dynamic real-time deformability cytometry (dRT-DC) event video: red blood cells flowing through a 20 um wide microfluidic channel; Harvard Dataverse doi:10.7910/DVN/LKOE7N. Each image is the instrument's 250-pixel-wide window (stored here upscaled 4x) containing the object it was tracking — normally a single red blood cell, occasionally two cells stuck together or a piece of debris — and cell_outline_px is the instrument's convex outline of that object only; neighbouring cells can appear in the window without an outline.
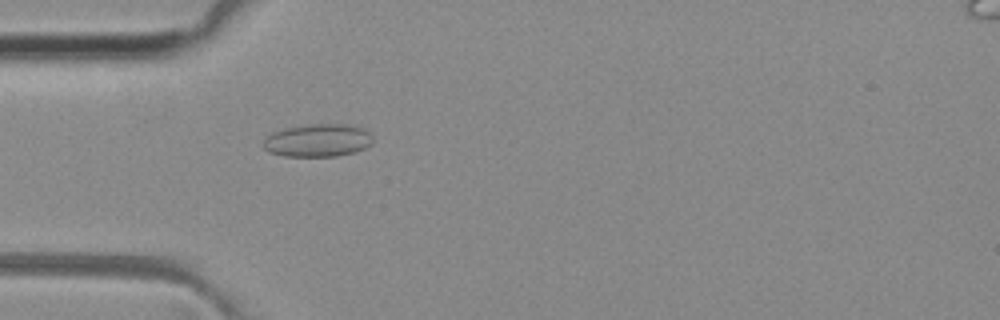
{"species": "common noctule bat (a hibernating species)", "species_latin": "Nyctalus noctula", "temperature_condition": "room temperature", "stored_images_in_passage": 50, "camera_frame_rate_fps": 3000, "um_per_image_px": 0.085, "animal": {"sex": "female", "body_mass_g": 29.2, "forearm_length_mm": 56.3}, "frame": {"image": 1, "passage_image": 15, "time_ms": 4.667, "image_size_px": [1000, 320], "cell_outline_px": [[372, 144], [356, 152], [336, 156], [284, 156], [268, 152], [260, 144], [272, 132], [284, 128], [312, 124], [344, 124], [364, 128], [372, 136]], "centroid_in_image_um": [27.0, 11.94], "position_along_channel_um": 58.0, "area_um2": 21.1}}
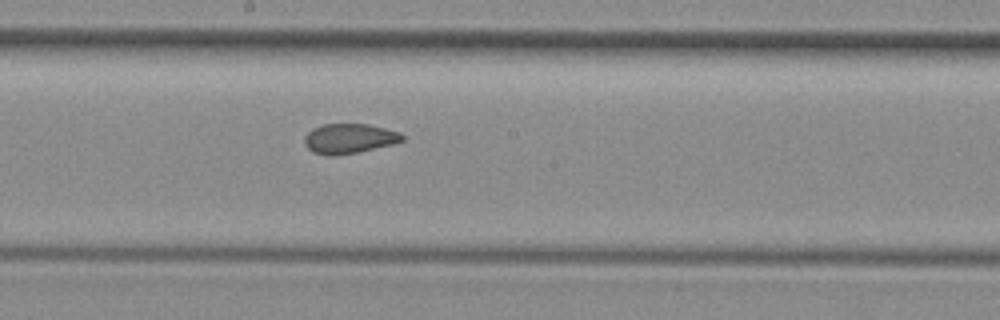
{"frame": {"image": 2, "passage_image": 27, "time_ms": 8.667, "image_size_px": [1000, 320], "cell_outline_px": [[404, 140], [392, 144], [356, 152], [336, 156], [328, 156], [312, 152], [304, 144], [304, 136], [312, 128], [324, 124], [368, 124], [400, 132], [404, 136]], "centroid_in_image_um": [29.65, 11.78], "position_along_channel_um": 218.6, "area_um2": 16.99}}
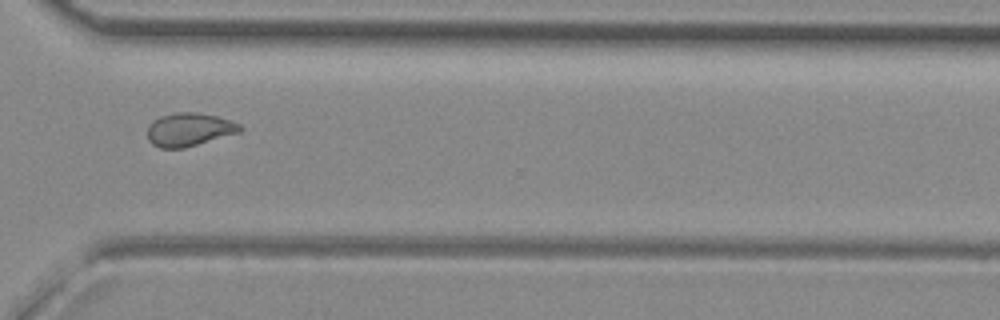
{"frame": {"image": 3, "passage_image": 37, "time_ms": 12.0, "image_size_px": [1000, 320], "cell_outline_px": [[244, 128], [240, 132], [184, 148], [160, 148], [152, 144], [148, 140], [148, 128], [160, 116], [176, 112], [196, 112], [216, 116], [240, 124]], "centroid_in_image_um": [16.09, 11.01], "position_along_channel_um": 354.5, "area_um2": 17.74}, "authors_computed_cell_mechanics": {"area_um2": 18.1203, "velocity_mm_per_s": 4.0798, "shape_relaxation_time_tau1_ms": null, "shape_relaxation_time_tau2_ms": 1.4738, "deformation_change_tau1": null, "deformation_change_tau2": 0.0627}}